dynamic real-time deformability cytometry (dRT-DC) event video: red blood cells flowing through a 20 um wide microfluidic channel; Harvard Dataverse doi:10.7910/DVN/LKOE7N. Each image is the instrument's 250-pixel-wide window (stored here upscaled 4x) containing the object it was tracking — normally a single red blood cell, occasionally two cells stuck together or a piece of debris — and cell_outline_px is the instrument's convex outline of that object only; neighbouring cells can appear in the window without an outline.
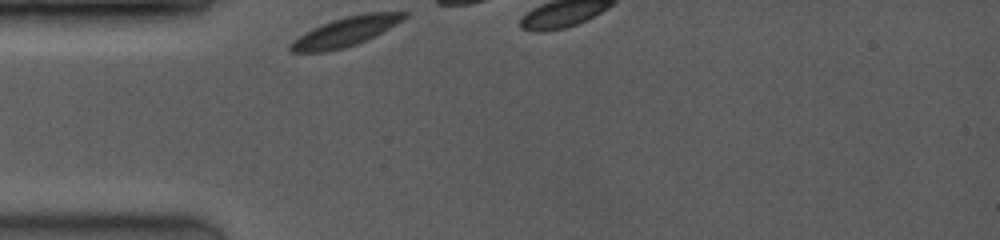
{"species": "common noctule bat (a hibernating species)", "species_latin": "Nyctalus noctula", "temperature_condition": "room temperature", "stored_images_in_passage": 10, "camera_frame_rate_fps": 3500, "um_per_image_px": 0.085, "animal": {"sex": "female", "body_mass_g": 19.0, "forearm_length_mm": 53.3}, "frame": {"image": 1, "passage_image": 1, "time_ms": 0.0, "image_size_px": [1000, 240], "cell_outline_px": [[412, 12], [408, 16], [396, 24], [376, 36], [356, 44], [344, 48], [328, 52], [292, 52], [288, 48], [288, 44], [292, 40], [304, 32], [312, 28], [332, 20], [344, 16], [364, 12]], "centroid_in_image_um": [29.36, 2.69], "position_along_channel_um": 55.6, "area_um2": 19.71}}